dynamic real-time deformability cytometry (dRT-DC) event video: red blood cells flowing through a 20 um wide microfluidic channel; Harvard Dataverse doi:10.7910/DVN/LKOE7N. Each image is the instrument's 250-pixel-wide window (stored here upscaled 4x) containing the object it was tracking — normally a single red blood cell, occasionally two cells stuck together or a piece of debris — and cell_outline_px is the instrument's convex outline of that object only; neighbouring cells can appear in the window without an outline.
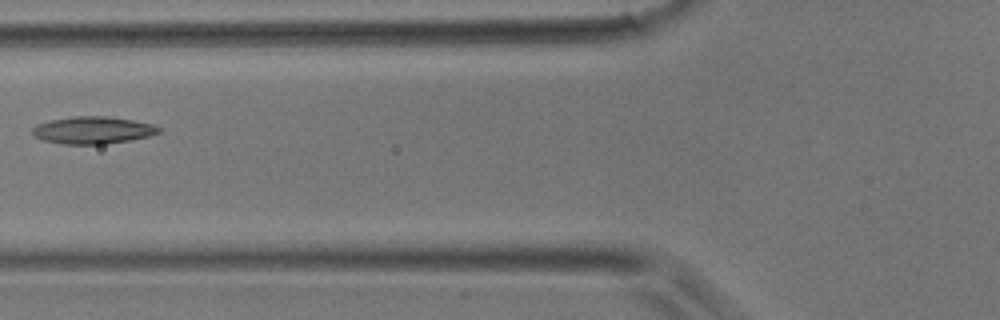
{"species": "common noctule bat (a hibernating species)", "species_latin": "Nyctalus noctula", "temperature_condition": "room temperature", "stored_images_in_passage": 5, "camera_frame_rate_fps": 3000, "um_per_image_px": 0.085, "animal": {"sex": "male", "body_mass_g": 17.9}, "frame": {"image": 1, "passage_image": 5, "time_ms": 1.333, "image_size_px": [1000, 320], "cell_outline_px": [[160, 132], [148, 136], [132, 140], [104, 144], [64, 144], [44, 140], [36, 136], [32, 132], [32, 128], [36, 124], [52, 120], [72, 116], [104, 116], [132, 120], [152, 124], [160, 128]], "centroid_in_image_um": [7.89, 11.06], "position_along_channel_um": 117.9, "area_um2": 19.88}}